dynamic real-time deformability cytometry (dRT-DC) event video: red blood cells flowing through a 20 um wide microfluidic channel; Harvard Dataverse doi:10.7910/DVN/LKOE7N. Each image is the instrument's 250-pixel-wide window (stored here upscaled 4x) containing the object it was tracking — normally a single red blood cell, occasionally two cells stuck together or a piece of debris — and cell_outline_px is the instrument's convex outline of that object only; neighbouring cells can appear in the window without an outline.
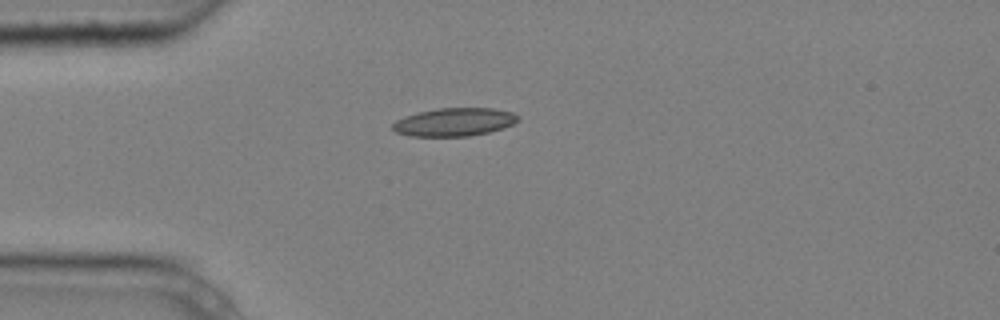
{"species": "common noctule bat (a hibernating species)", "species_latin": "Nyctalus noctula", "temperature_condition": "cold", "stored_images_in_passage": 1, "camera_frame_rate_fps": 3000, "um_per_image_px": 0.085, "animal": {"sex": "male", "body_mass_g": 20.4}, "frame": {"image": 1, "passage_image": 1, "time_ms": 0.0, "image_size_px": [1000, 320], "cell_outline_px": [[520, 120], [504, 128], [488, 132], [468, 136], [408, 136], [396, 132], [392, 128], [392, 124], [396, 120], [404, 116], [416, 112], [436, 108], [492, 108], [512, 112], [520, 116]], "centroid_in_image_um": [38.61, 10.36], "position_along_channel_um": 46.4, "area_um2": 20.75}}